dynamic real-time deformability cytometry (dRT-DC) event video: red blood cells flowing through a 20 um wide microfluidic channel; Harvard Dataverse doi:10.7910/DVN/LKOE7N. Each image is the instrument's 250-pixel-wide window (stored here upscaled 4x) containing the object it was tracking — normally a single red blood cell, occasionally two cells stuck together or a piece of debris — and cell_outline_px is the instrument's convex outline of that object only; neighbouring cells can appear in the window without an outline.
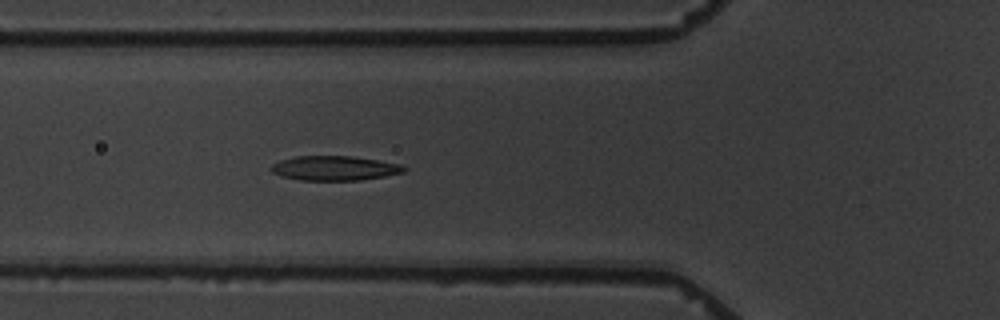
{"species": "common noctule bat (a hibernating species)", "species_latin": "Nyctalus noctula", "temperature_condition": "warm", "stored_images_in_passage": 6, "camera_frame_rate_fps": 3000, "um_per_image_px": 0.085, "animal": {"sex": "male", "body_mass_g": 19.5, "forearm_length_mm": 54.6}, "frame": {"image": 1, "passage_image": 6, "time_ms": 6.0, "image_size_px": [1000, 320], "cell_outline_px": [[408, 168], [404, 172], [384, 176], [360, 180], [300, 180], [280, 176], [272, 172], [272, 164], [280, 160], [296, 156], [352, 156], [380, 160], [400, 164]], "centroid_in_image_um": [28.45, 14.29], "position_along_channel_um": 97.3, "area_um2": 19.02}}